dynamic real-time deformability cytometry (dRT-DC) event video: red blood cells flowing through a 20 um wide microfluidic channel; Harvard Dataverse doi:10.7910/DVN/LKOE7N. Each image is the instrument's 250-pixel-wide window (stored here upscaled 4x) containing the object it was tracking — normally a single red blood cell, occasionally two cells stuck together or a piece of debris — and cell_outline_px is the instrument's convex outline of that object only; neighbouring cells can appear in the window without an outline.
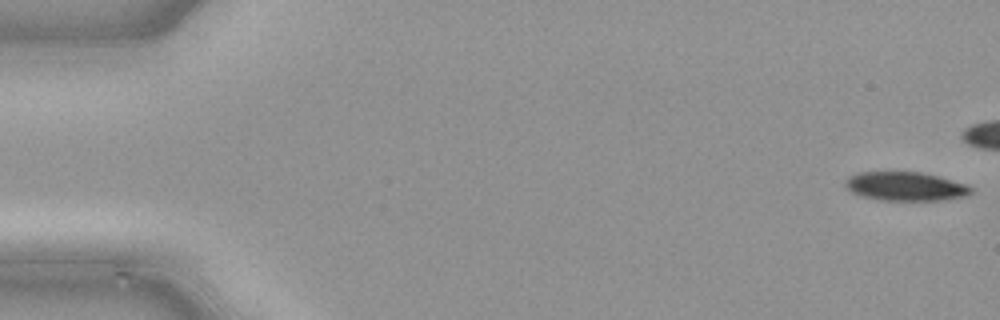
{"species": "common noctule bat (a hibernating species)", "species_latin": "Nyctalus noctula", "temperature_condition": "cold", "stored_images_in_passage": 39, "camera_frame_rate_fps": 3000, "um_per_image_px": 0.085, "animal": {"sex": "male", "body_mass_g": 21.5, "forearm_length_mm": 52.0}, "frame": {"image": 1, "passage_image": 1, "time_ms": 0.0, "image_size_px": [1000, 320], "cell_outline_px": [[972, 192], [964, 196], [944, 200], [876, 200], [860, 196], [844, 188], [844, 180], [848, 176], [856, 172], [920, 172], [968, 184], [972, 188]], "centroid_in_image_um": [76.89, 15.84], "position_along_channel_um": 8.1, "area_um2": 21.33}}